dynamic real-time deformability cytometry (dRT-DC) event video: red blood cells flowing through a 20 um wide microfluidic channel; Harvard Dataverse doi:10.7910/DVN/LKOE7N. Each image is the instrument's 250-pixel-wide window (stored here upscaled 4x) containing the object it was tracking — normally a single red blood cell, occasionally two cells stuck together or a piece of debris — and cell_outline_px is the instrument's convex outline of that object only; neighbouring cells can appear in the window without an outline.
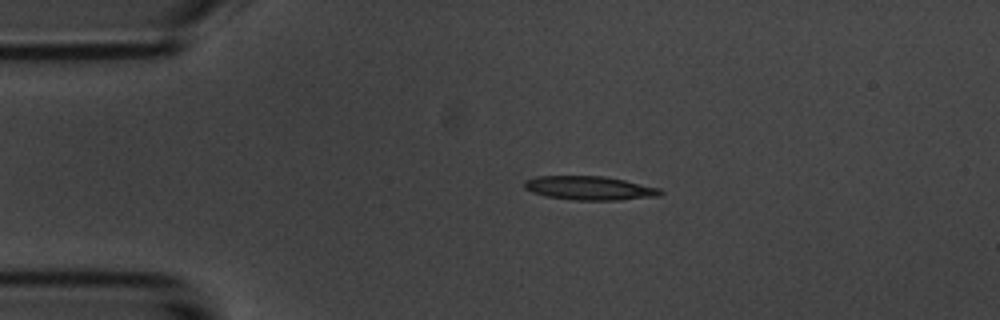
{"species": "common noctule bat (a hibernating species)", "species_latin": "Nyctalus noctula", "temperature_condition": "room temperature", "stored_images_in_passage": 3, "camera_frame_rate_fps": 3000, "um_per_image_px": 0.085, "animal": {"sex": "male", "body_mass_g": 20.1, "forearm_length_mm": 53.5}, "frame": {"image": 1, "passage_image": 2, "time_ms": 1.333, "image_size_px": [1000, 320], "cell_outline_px": [[664, 192], [660, 196], [620, 200], [572, 200], [544, 196], [532, 192], [524, 188], [524, 180], [536, 176], [604, 176], [624, 180], [660, 188]], "centroid_in_image_um": [50.1, 15.99], "position_along_channel_um": 34.9, "area_um2": 19.07}}